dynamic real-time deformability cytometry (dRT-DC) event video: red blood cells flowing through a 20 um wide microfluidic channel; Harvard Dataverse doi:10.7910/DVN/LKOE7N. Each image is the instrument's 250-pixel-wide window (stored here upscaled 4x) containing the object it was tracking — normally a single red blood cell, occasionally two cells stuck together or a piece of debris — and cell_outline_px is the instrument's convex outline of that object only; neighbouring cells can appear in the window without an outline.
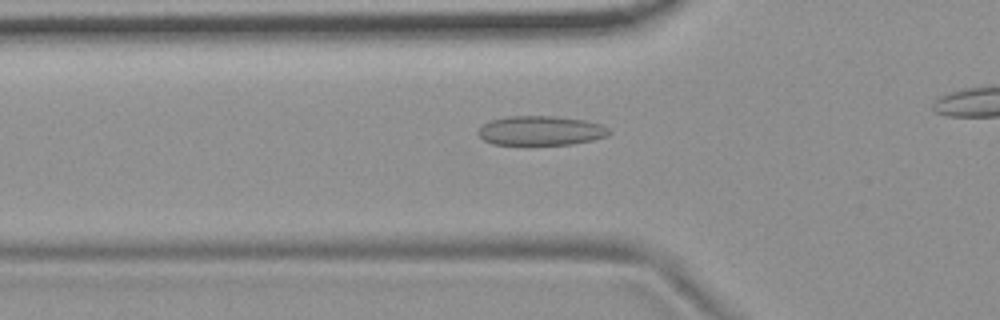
{"species": "common noctule bat (a hibernating species)", "species_latin": "Nyctalus noctula", "temperature_condition": "room temperature", "stored_images_in_passage": 41, "camera_frame_rate_fps": 3000, "um_per_image_px": 0.085, "animal": {"sex": "female", "body_mass_g": 19.9}, "frame": {"image": 1, "passage_image": 15, "time_ms": 4.667, "image_size_px": [1000, 320], "cell_outline_px": [[612, 132], [608, 136], [592, 140], [572, 144], [492, 144], [484, 140], [476, 132], [484, 124], [492, 120], [508, 116], [552, 116], [584, 120], [600, 124], [608, 128]], "centroid_in_image_um": [45.98, 11.1], "position_along_channel_um": 79.8, "area_um2": 22.25}}
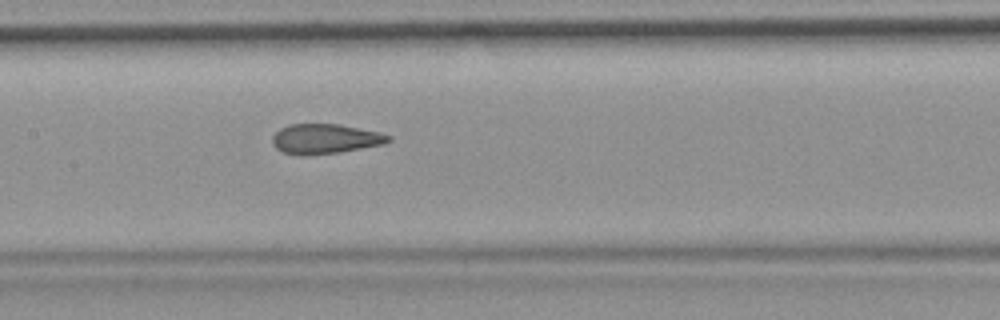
{"frame": {"image": 2, "passage_image": 23, "time_ms": 7.333, "image_size_px": [1000, 320], "cell_outline_px": [[392, 140], [384, 144], [340, 152], [304, 156], [296, 156], [284, 152], [276, 148], [272, 144], [272, 136], [280, 128], [292, 124], [340, 124], [376, 132], [392, 136]], "centroid_in_image_um": [27.61, 11.81], "position_along_channel_um": 179.8, "area_um2": 20.23}}
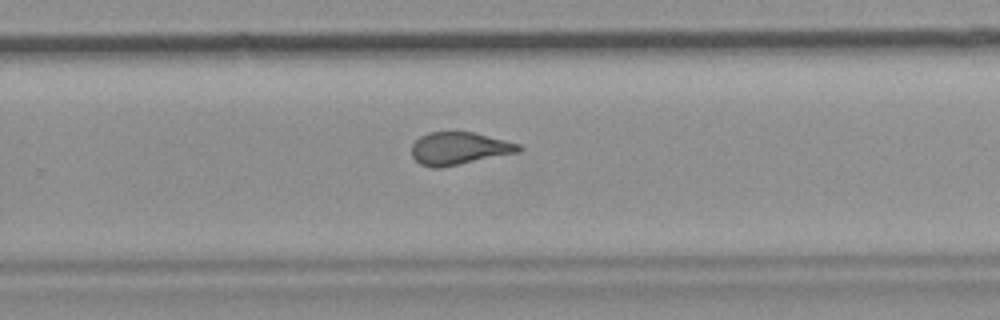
{"frame": {"image": 3, "passage_image": 32, "time_ms": 10.333, "image_size_px": [1000, 320], "cell_outline_px": [[520, 152], [440, 168], [432, 168], [420, 164], [412, 156], [412, 144], [420, 136], [428, 132], [472, 132], [520, 144]], "centroid_in_image_um": [38.99, 12.62], "position_along_channel_um": 290.8, "area_um2": 20.17}}